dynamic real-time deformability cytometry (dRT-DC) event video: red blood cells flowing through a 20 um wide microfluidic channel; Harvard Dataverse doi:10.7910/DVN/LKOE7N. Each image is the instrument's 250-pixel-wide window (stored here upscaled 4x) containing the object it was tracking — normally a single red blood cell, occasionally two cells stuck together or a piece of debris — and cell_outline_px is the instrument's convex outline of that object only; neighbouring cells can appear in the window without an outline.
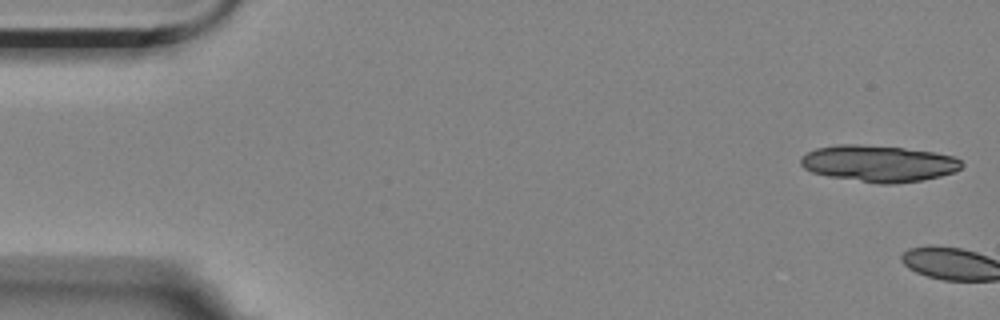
{"species": "Egyptian fruit bat (a non-hibernating species)", "species_latin": "Rousettus aegyptiacus", "temperature_condition": "room temperature", "stored_images_in_passage": 2, "camera_frame_rate_fps": 3000, "um_per_image_px": 0.085, "animal": {"sex": "female"}, "frame": {"image": 1, "passage_image": 1, "time_ms": 0.0, "image_size_px": [1000, 320], "cell_outline_px": [[964, 164], [956, 172], [924, 180], [896, 184], [880, 184], [828, 176], [812, 172], [804, 168], [800, 164], [800, 156], [816, 148], [840, 144], [856, 144], [904, 148], [936, 152], [952, 156], [960, 160]], "centroid_in_image_um": [74.69, 13.9], "position_along_channel_um": 10.3, "area_um2": 34.39}}